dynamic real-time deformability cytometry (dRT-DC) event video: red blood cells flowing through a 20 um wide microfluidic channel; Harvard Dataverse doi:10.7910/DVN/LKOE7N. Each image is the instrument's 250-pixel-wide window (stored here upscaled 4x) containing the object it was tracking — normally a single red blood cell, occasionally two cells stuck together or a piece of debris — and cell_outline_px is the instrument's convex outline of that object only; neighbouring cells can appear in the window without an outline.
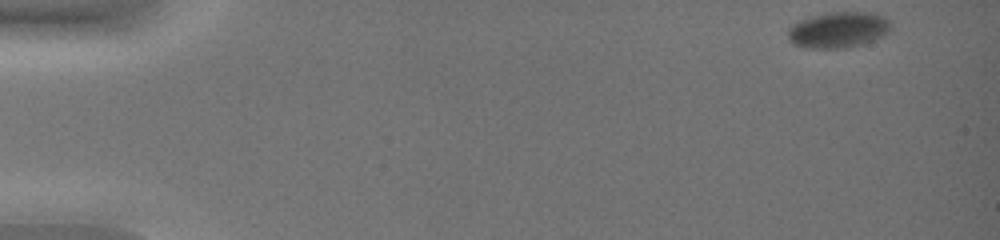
{"species": "common noctule bat (a hibernating species)", "species_latin": "Nyctalus noctula", "temperature_condition": "warm", "stored_images_in_passage": 46, "camera_frame_rate_fps": 3000, "um_per_image_px": 0.085, "animal": {"sex": "female", "body_mass_g": 19.0, "forearm_length_mm": 51.5}, "frame": {"image": 1, "passage_image": 1, "time_ms": 0.0, "image_size_px": [1000, 240], "cell_outline_px": [[892, 28], [888, 32], [864, 44], [844, 48], [804, 48], [792, 44], [788, 36], [788, 28], [792, 24], [800, 20], [812, 16], [828, 12], [868, 12], [884, 16], [888, 20]], "centroid_in_image_um": [71.23, 2.54], "position_along_channel_um": 13.8, "area_um2": 21.62}}
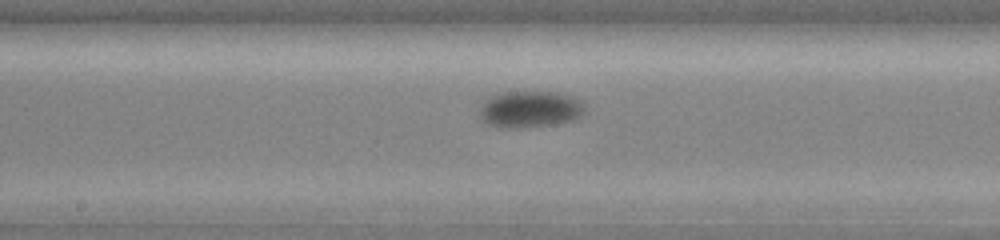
{"frame": {"image": 2, "passage_image": 26, "time_ms": 8.333, "image_size_px": [1000, 240], "cell_outline_px": [[584, 112], [580, 116], [572, 120], [556, 124], [520, 128], [500, 128], [484, 124], [480, 120], [480, 108], [484, 100], [500, 92], [556, 92], [572, 96], [580, 100], [584, 104]], "centroid_in_image_um": [45.01, 9.3], "position_along_channel_um": 203.2, "area_um2": 22.77}}
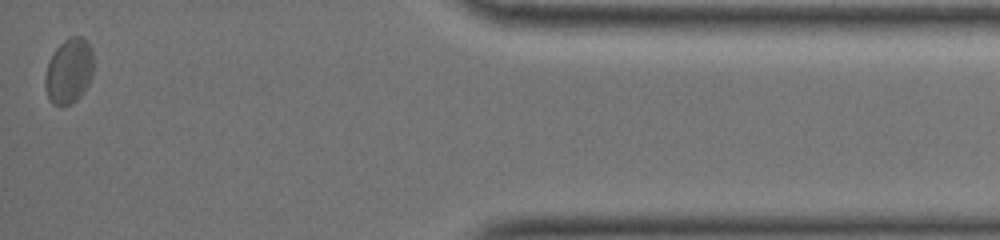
{"frame": {"image": 3, "passage_image": 46, "time_ms": 15.0, "image_size_px": [1000, 240], "cell_outline_px": [[92, 76], [84, 92], [76, 100], [68, 104], [52, 104], [48, 100], [44, 84], [44, 76], [48, 64], [56, 48], [64, 40], [72, 36], [80, 36], [88, 40], [92, 48]], "centroid_in_image_um": [5.86, 6.02], "position_along_channel_um": 429.3, "area_um2": 18.38}}